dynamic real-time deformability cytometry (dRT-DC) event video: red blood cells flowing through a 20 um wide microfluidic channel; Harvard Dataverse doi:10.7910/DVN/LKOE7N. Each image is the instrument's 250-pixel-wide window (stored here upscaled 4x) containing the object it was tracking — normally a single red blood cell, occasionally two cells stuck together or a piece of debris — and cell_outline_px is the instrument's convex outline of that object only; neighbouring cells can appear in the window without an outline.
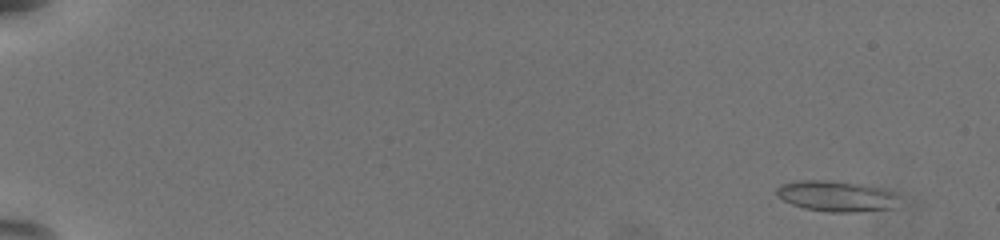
{"species": "common noctule bat (a hibernating species)", "species_latin": "Nyctalus noctula", "temperature_condition": "warm", "stored_images_in_passage": 59, "camera_frame_rate_fps": 3000, "um_per_image_px": 0.085, "animal": {"sex": "female", "body_mass_g": 19.5, "forearm_length_mm": 54.1}, "frame": {"image": 1, "passage_image": 5, "time_ms": 1.333, "image_size_px": [1000, 240], "cell_outline_px": [[892, 208], [852, 212], [828, 212], [804, 208], [792, 204], [776, 196], [776, 188], [780, 184], [796, 180], [824, 180], [860, 184], [880, 188], [888, 192], [892, 196]], "centroid_in_image_um": [70.9, 16.66], "position_along_channel_um": 14.1, "area_um2": 21.21}}
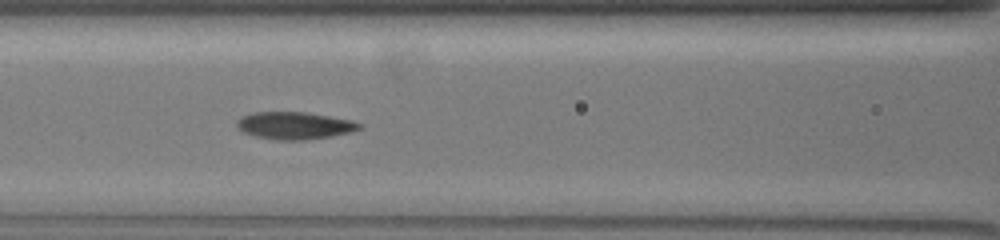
{"frame": {"image": 2, "passage_image": 30, "time_ms": 9.667, "image_size_px": [1000, 240], "cell_outline_px": [[360, 128], [348, 132], [332, 136], [304, 140], [276, 140], [256, 136], [244, 132], [236, 124], [236, 120], [240, 116], [252, 112], [304, 112], [352, 120], [360, 124]], "centroid_in_image_um": [24.98, 10.67], "position_along_channel_um": 141.6, "area_um2": 19.31}}
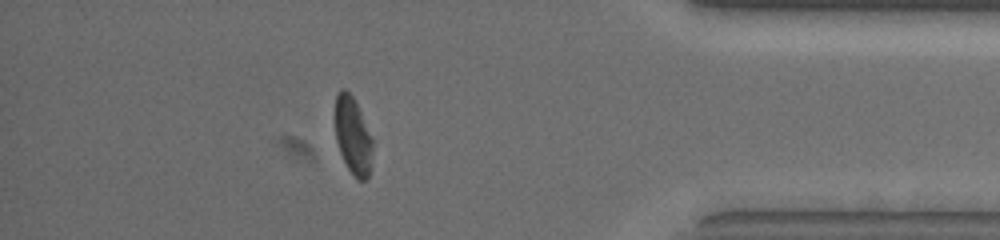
{"frame": {"image": 3, "passage_image": 53, "time_ms": 17.333, "image_size_px": [1000, 240], "cell_outline_px": [[372, 148], [368, 176], [364, 180], [356, 180], [348, 168], [340, 152], [336, 140], [336, 96], [340, 88], [344, 88], [352, 96], [360, 112], [372, 140]], "centroid_in_image_um": [29.98, 11.55], "position_along_channel_um": 405.2, "area_um2": 16.3}, "authors_computed_cell_mechanics": {"area_um2": 19.3052, "velocity_mm_per_s": 3.7908, "shape_relaxation_time_tau1_ms": 4.5864, "shape_relaxation_time_tau2_ms": 2.4572, "deformation_change_tau1": 0.1419, "deformation_change_tau2": 0.0957}}